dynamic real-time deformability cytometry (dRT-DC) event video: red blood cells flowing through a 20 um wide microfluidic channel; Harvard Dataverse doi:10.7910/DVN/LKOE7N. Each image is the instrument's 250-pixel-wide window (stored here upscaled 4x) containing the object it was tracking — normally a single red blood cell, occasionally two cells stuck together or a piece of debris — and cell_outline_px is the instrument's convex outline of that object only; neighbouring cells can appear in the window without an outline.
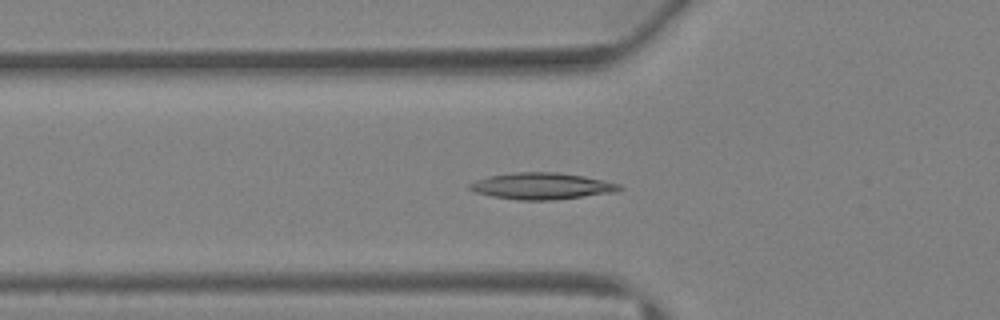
{"species": "Egyptian fruit bat (a non-hibernating species)", "species_latin": "Rousettus aegyptiacus", "temperature_condition": "warm", "stored_images_in_passage": 38, "camera_frame_rate_fps": 3000, "um_per_image_px": 0.085, "animal": {"sex": "female"}, "frame": {"image": 1, "passage_image": 11, "time_ms": 3.333, "image_size_px": [1000, 320], "cell_outline_px": [[624, 188], [616, 192], [552, 200], [516, 200], [492, 196], [476, 192], [468, 188], [468, 184], [476, 180], [488, 176], [516, 172], [556, 172], [584, 176], [620, 184]], "centroid_in_image_um": [46.04, 15.81], "position_along_channel_um": 79.8, "area_um2": 23.12}}
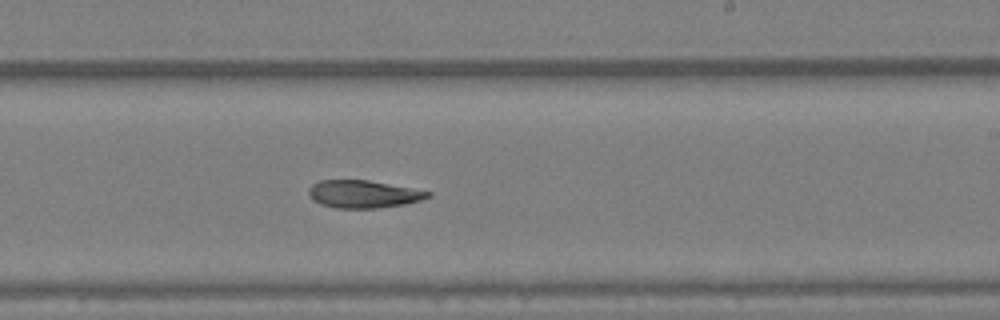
{"frame": {"image": 2, "passage_image": 22, "time_ms": 7.0, "image_size_px": [1000, 320], "cell_outline_px": [[432, 196], [420, 200], [404, 204], [376, 208], [336, 208], [320, 204], [312, 200], [308, 192], [308, 188], [312, 184], [320, 180], [368, 180], [432, 192]], "centroid_in_image_um": [30.85, 16.5], "position_along_channel_um": 258.1, "area_um2": 19.13}}
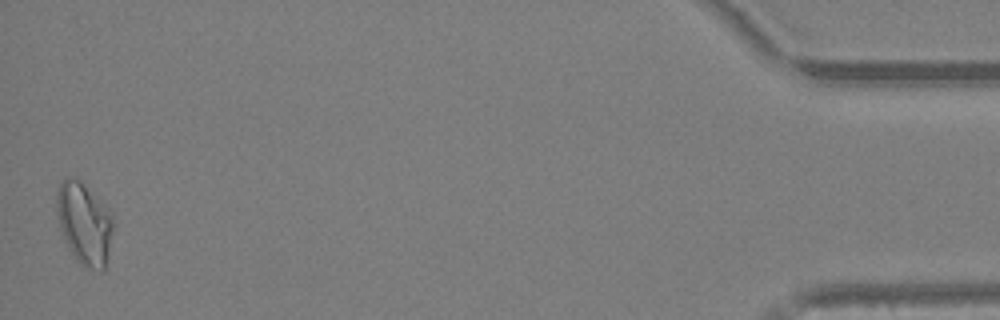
{"frame": {"image": 3, "passage_image": 38, "time_ms": 12.333, "image_size_px": [1000, 320], "cell_outline_px": [[112, 232], [108, 256], [104, 272], [100, 272], [84, 268], [80, 264], [68, 248], [64, 240], [60, 228], [56, 204], [56, 196], [60, 184], [68, 176], [76, 176], [112, 212]], "centroid_in_image_um": [7.17, 19.02], "position_along_channel_um": 428.0, "area_um2": 27.17}, "authors_computed_cell_mechanics": {"area_um2": 20.6924, "velocity_mm_per_s": 4.8598, "shape_relaxation_time_tau1_ms": null, "shape_relaxation_time_tau2_ms": 9.4047, "deformation_change_tau1": null, "deformation_change_tau2": 0.2189}}